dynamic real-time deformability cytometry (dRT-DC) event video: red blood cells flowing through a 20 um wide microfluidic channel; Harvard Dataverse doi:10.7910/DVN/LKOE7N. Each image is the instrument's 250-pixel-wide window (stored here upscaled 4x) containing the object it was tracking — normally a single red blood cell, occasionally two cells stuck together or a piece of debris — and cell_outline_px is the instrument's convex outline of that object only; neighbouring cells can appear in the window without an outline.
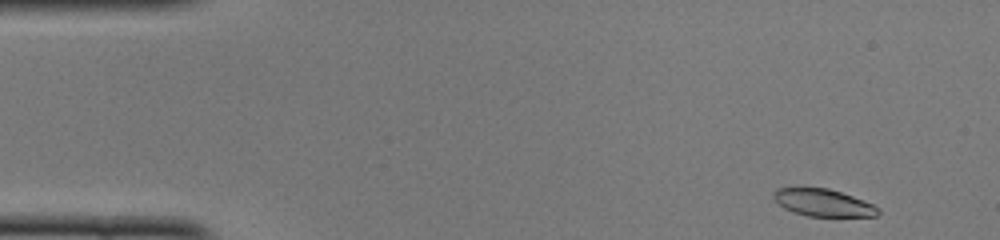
{"species": "common noctule bat (a hibernating species)", "species_latin": "Nyctalus noctula", "temperature_condition": "cold", "stored_images_in_passage": 47, "camera_frame_rate_fps": 3000, "um_per_image_px": 0.085, "animal": {"sex": "female", "body_mass_g": 22.0, "forearm_length_mm": 56.7}, "frame": {"image": 1, "passage_image": 1, "time_ms": 0.0, "image_size_px": [1000, 240], "cell_outline_px": [[880, 212], [876, 216], [808, 216], [792, 212], [784, 208], [772, 196], [776, 188], [828, 188], [852, 196], [872, 204], [880, 208]], "centroid_in_image_um": [69.97, 17.23], "position_along_channel_um": 15.0, "area_um2": 16.42}}
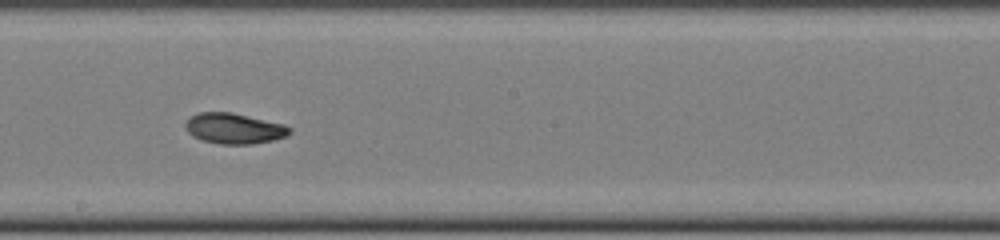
{"frame": {"image": 2, "passage_image": 25, "time_ms": 8.0, "image_size_px": [1000, 240], "cell_outline_px": [[292, 132], [284, 136], [272, 140], [252, 144], [220, 144], [200, 140], [192, 136], [188, 132], [184, 124], [188, 116], [196, 112], [232, 112], [284, 124], [292, 128]], "centroid_in_image_um": [19.85, 10.91], "position_along_channel_um": 228.3, "area_um2": 18.79}}
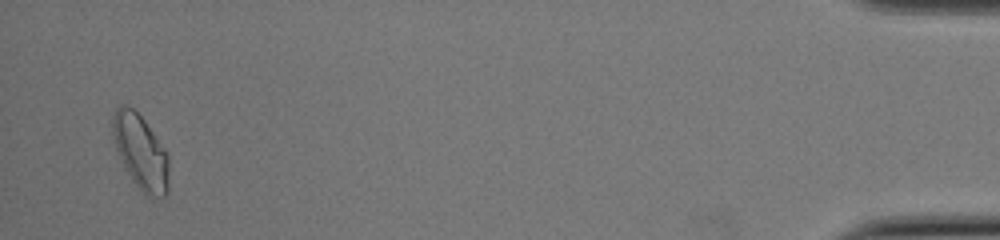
{"frame": {"image": 3, "passage_image": 46, "time_ms": 15.0, "image_size_px": [1000, 240], "cell_outline_px": [[168, 192], [164, 196], [152, 200], [132, 180], [124, 168], [116, 148], [112, 136], [112, 116], [116, 108], [120, 104], [124, 104], [132, 108], [144, 120], [168, 152]], "centroid_in_image_um": [11.95, 12.92], "position_along_channel_um": 423.2, "area_um2": 24.62}, "authors_computed_cell_mechanics": {"area_um2": 18.7272, "velocity_mm_per_s": 3.9667, "shape_relaxation_time_tau1_ms": 6.6328, "shape_relaxation_time_tau2_ms": 4.027, "deformation_change_tau1": 0.1825, "deformation_change_tau2": 0.0814}}